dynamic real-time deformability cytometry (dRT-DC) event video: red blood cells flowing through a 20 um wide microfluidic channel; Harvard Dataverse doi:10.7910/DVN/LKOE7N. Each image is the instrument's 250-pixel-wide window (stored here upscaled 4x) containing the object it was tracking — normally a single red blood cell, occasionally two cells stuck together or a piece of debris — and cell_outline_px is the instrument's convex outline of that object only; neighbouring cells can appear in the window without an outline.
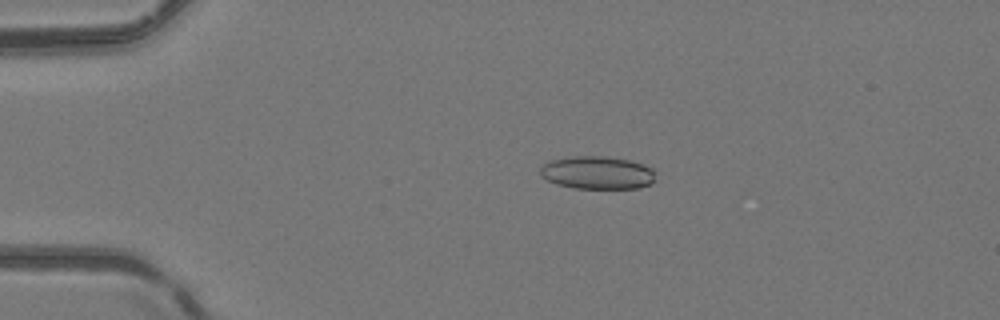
{"species": "common noctule bat (a hibernating species)", "species_latin": "Nyctalus noctula", "temperature_condition": "room temperature", "stored_images_in_passage": 29, "camera_frame_rate_fps": 3000, "um_per_image_px": 0.085, "animal": {"sex": "female", "body_mass_g": 24.6, "forearm_length_mm": 56.2}, "frame": {"image": 1, "passage_image": 5, "time_ms": 1.333, "image_size_px": [1000, 320], "cell_outline_px": [[656, 180], [652, 184], [640, 188], [572, 188], [556, 184], [540, 176], [540, 168], [548, 160], [572, 156], [604, 156], [628, 160], [644, 164], [652, 168], [656, 172]], "centroid_in_image_um": [50.8, 14.68], "position_along_channel_um": 34.2, "area_um2": 22.48}}
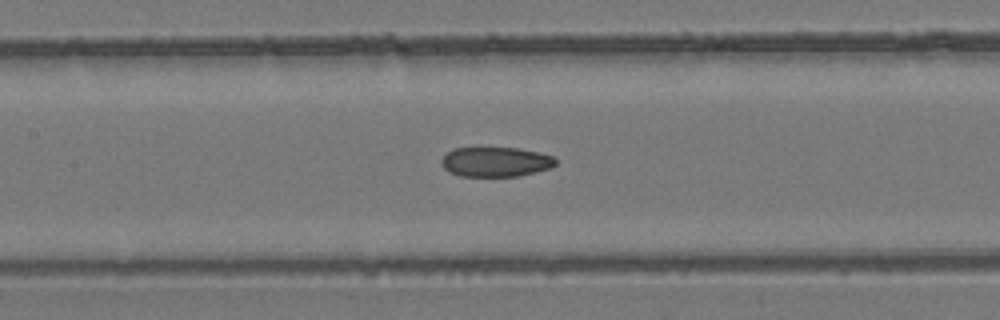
{"frame": {"image": 2, "passage_image": 18, "time_ms": 5.667, "image_size_px": [1000, 320], "cell_outline_px": [[556, 164], [552, 168], [516, 176], [460, 176], [448, 172], [440, 164], [440, 160], [452, 148], [516, 148], [540, 152], [552, 156], [556, 160]], "centroid_in_image_um": [42.11, 13.76], "position_along_channel_um": 165.3, "area_um2": 19.83}}
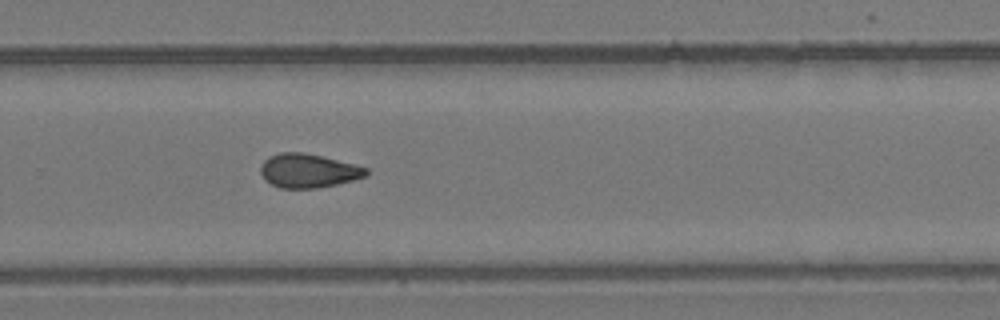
{"frame": {"image": 3, "passage_image": 28, "time_ms": 9.0, "image_size_px": [1000, 320], "cell_outline_px": [[368, 176], [320, 188], [280, 188], [264, 180], [260, 172], [260, 164], [268, 156], [280, 152], [304, 152], [368, 168]], "centroid_in_image_um": [26.16, 14.51], "position_along_channel_um": 303.6, "area_um2": 20.87}}